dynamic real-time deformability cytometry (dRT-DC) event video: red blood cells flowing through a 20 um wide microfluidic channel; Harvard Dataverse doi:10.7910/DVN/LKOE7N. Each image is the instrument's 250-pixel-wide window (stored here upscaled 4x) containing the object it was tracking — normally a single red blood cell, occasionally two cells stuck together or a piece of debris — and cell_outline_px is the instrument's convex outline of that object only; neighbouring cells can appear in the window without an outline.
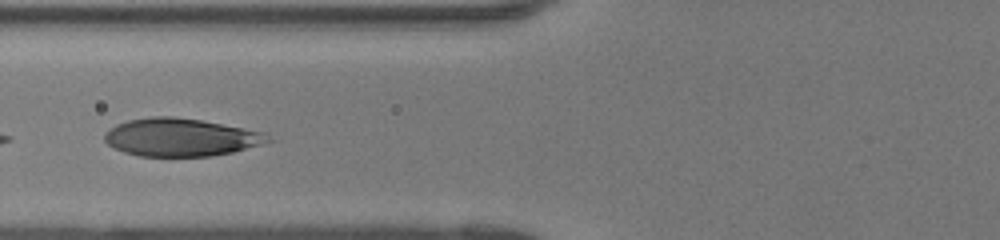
{"species": "human", "species_latin": "Homo sapiens", "temperature_condition": "room temperature", "stored_images_in_passage": 22, "camera_frame_rate_fps": 3000, "um_per_image_px": 0.085, "donor": {"sex": "female"}, "frame": {"image": 1, "passage_image": 13, "time_ms": 4.0, "image_size_px": [1000, 240], "cell_outline_px": [[276, 140], [232, 152], [212, 156], [140, 156], [124, 152], [108, 144], [104, 140], [104, 136], [116, 124], [128, 120], [152, 116], [172, 116], [200, 120], [264, 132]], "centroid_in_image_um": [15.39, 11.67], "position_along_channel_um": 110.4, "area_um2": 35.84}}
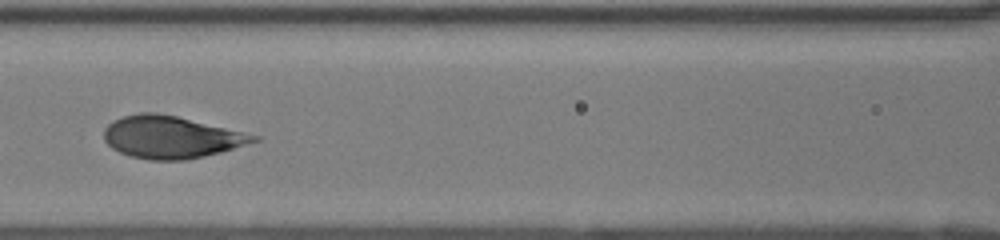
{"frame": {"image": 2, "passage_image": 16, "time_ms": 5.0, "image_size_px": [1000, 240], "cell_outline_px": [[260, 140], [220, 152], [204, 156], [184, 160], [148, 160], [132, 156], [120, 152], [112, 148], [104, 140], [104, 128], [108, 124], [124, 116], [144, 112], [152, 112], [176, 116], [260, 136]], "centroid_in_image_um": [14.53, 11.66], "position_along_channel_um": 152.1, "area_um2": 36.36}}
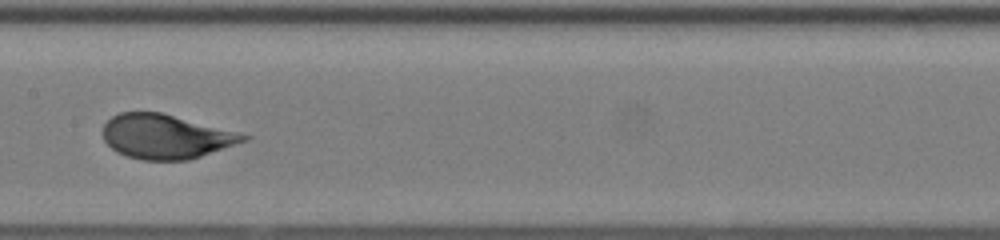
{"frame": {"image": 3, "passage_image": 19, "time_ms": 6.0, "image_size_px": [1000, 240], "cell_outline_px": [[252, 136], [248, 140], [188, 160], [144, 160], [128, 156], [116, 152], [104, 140], [104, 124], [112, 116], [120, 112], [160, 112]], "centroid_in_image_um": [14.07, 11.61], "position_along_channel_um": 193.3, "area_um2": 35.84}}